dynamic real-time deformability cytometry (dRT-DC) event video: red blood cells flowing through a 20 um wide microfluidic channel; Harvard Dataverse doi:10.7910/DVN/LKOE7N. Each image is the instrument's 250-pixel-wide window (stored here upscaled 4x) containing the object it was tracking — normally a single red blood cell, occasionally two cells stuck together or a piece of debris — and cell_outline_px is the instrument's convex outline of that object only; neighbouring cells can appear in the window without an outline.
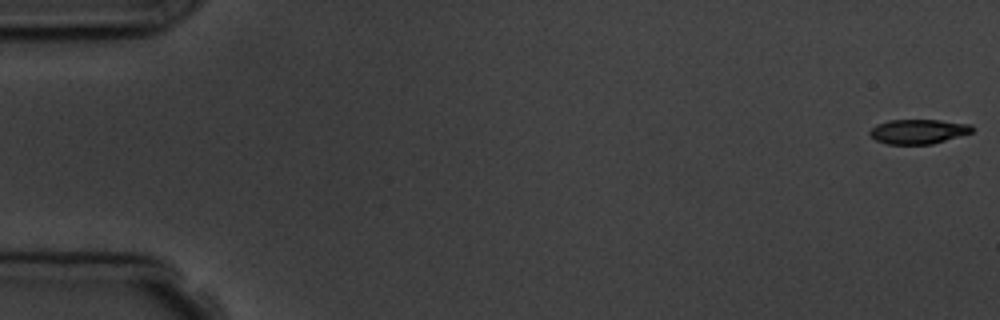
{"species": "common noctule bat (a hibernating species)", "species_latin": "Nyctalus noctula", "temperature_condition": "room temperature", "stored_images_in_passage": 6, "camera_frame_rate_fps": 3000, "um_per_image_px": 0.085, "animal": {"sex": "male", "body_mass_g": 19.5, "forearm_length_mm": 54.6}, "frame": {"image": 1, "passage_image": 1, "time_ms": 0.0, "image_size_px": [1000, 320], "cell_outline_px": [[976, 128], [972, 132], [932, 144], [888, 144], [876, 140], [868, 132], [876, 124], [888, 120], [940, 120], [972, 124]], "centroid_in_image_um": [78.08, 11.17], "position_along_channel_um": 6.9, "area_um2": 14.68}}